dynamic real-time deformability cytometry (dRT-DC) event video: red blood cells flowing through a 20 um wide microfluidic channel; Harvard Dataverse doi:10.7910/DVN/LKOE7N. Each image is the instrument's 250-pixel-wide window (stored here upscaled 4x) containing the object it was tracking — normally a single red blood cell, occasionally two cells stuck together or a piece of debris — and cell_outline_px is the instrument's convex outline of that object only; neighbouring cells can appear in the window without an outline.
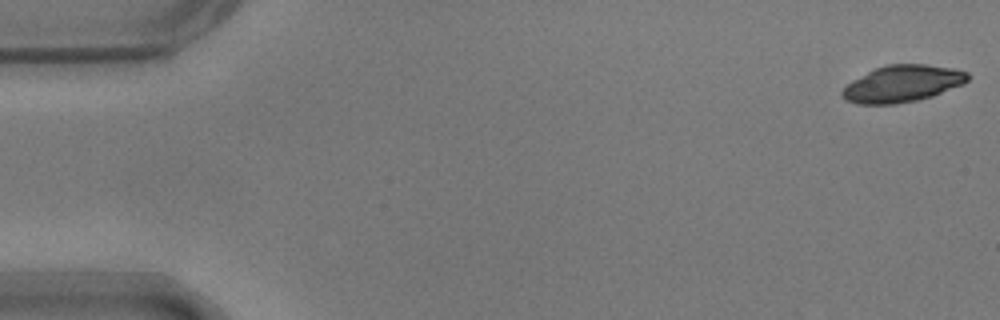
{"species": "common noctule bat (a hibernating species)", "species_latin": "Nyctalus noctula", "temperature_condition": "warm", "stored_images_in_passage": 54, "camera_frame_rate_fps": 3000, "um_per_image_px": 0.085, "animal": {"sex": "male", "body_mass_g": 17.9}, "frame": {"image": 1, "passage_image": 1, "time_ms": 0.0, "image_size_px": [1000, 320], "cell_outline_px": [[968, 80], [964, 84], [932, 96], [916, 100], [896, 104], [856, 104], [844, 100], [840, 92], [852, 80], [876, 68], [888, 64], [924, 64], [952, 68], [968, 72]], "centroid_in_image_um": [76.69, 7.12], "position_along_channel_um": 8.3, "area_um2": 26.82}}